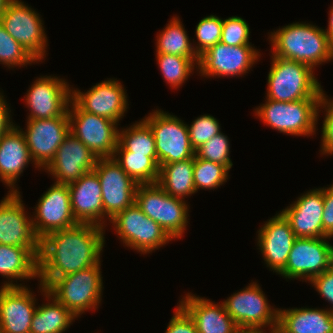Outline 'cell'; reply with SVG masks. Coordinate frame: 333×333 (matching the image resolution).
<instances>
[{
  "mask_svg": "<svg viewBox=\"0 0 333 333\" xmlns=\"http://www.w3.org/2000/svg\"><path fill=\"white\" fill-rule=\"evenodd\" d=\"M105 228L87 223L56 230L40 240L39 282L47 288L55 279L96 265L101 260Z\"/></svg>",
  "mask_w": 333,
  "mask_h": 333,
  "instance_id": "obj_1",
  "label": "cell"
},
{
  "mask_svg": "<svg viewBox=\"0 0 333 333\" xmlns=\"http://www.w3.org/2000/svg\"><path fill=\"white\" fill-rule=\"evenodd\" d=\"M270 33L271 56L304 63L314 70L317 65L333 60L329 37L311 23L296 22Z\"/></svg>",
  "mask_w": 333,
  "mask_h": 333,
  "instance_id": "obj_2",
  "label": "cell"
},
{
  "mask_svg": "<svg viewBox=\"0 0 333 333\" xmlns=\"http://www.w3.org/2000/svg\"><path fill=\"white\" fill-rule=\"evenodd\" d=\"M271 68L267 76V97L280 102L302 99H320L322 87L310 66L271 56Z\"/></svg>",
  "mask_w": 333,
  "mask_h": 333,
  "instance_id": "obj_3",
  "label": "cell"
},
{
  "mask_svg": "<svg viewBox=\"0 0 333 333\" xmlns=\"http://www.w3.org/2000/svg\"><path fill=\"white\" fill-rule=\"evenodd\" d=\"M101 261L89 268L55 279L46 289L77 318L85 311L96 310L101 302L103 280Z\"/></svg>",
  "mask_w": 333,
  "mask_h": 333,
  "instance_id": "obj_4",
  "label": "cell"
},
{
  "mask_svg": "<svg viewBox=\"0 0 333 333\" xmlns=\"http://www.w3.org/2000/svg\"><path fill=\"white\" fill-rule=\"evenodd\" d=\"M266 100L254 111L265 125L292 136H312L316 133L317 120L321 111L320 99H302L292 102Z\"/></svg>",
  "mask_w": 333,
  "mask_h": 333,
  "instance_id": "obj_5",
  "label": "cell"
},
{
  "mask_svg": "<svg viewBox=\"0 0 333 333\" xmlns=\"http://www.w3.org/2000/svg\"><path fill=\"white\" fill-rule=\"evenodd\" d=\"M135 202L142 212L157 222L173 240L182 238L189 220L187 201L169 195L155 183L138 184Z\"/></svg>",
  "mask_w": 333,
  "mask_h": 333,
  "instance_id": "obj_6",
  "label": "cell"
},
{
  "mask_svg": "<svg viewBox=\"0 0 333 333\" xmlns=\"http://www.w3.org/2000/svg\"><path fill=\"white\" fill-rule=\"evenodd\" d=\"M268 303L256 281L223 301L227 313L242 332H265L263 328L270 327L269 333H273L277 330L278 308Z\"/></svg>",
  "mask_w": 333,
  "mask_h": 333,
  "instance_id": "obj_7",
  "label": "cell"
},
{
  "mask_svg": "<svg viewBox=\"0 0 333 333\" xmlns=\"http://www.w3.org/2000/svg\"><path fill=\"white\" fill-rule=\"evenodd\" d=\"M116 235L128 248L144 254L152 253L173 239L134 202L110 219Z\"/></svg>",
  "mask_w": 333,
  "mask_h": 333,
  "instance_id": "obj_8",
  "label": "cell"
},
{
  "mask_svg": "<svg viewBox=\"0 0 333 333\" xmlns=\"http://www.w3.org/2000/svg\"><path fill=\"white\" fill-rule=\"evenodd\" d=\"M151 128L159 166L195 156L190 143L188 124L163 110H154L143 119Z\"/></svg>",
  "mask_w": 333,
  "mask_h": 333,
  "instance_id": "obj_9",
  "label": "cell"
},
{
  "mask_svg": "<svg viewBox=\"0 0 333 333\" xmlns=\"http://www.w3.org/2000/svg\"><path fill=\"white\" fill-rule=\"evenodd\" d=\"M21 0H11L0 15L4 29L38 62L46 57L48 46L43 20Z\"/></svg>",
  "mask_w": 333,
  "mask_h": 333,
  "instance_id": "obj_10",
  "label": "cell"
},
{
  "mask_svg": "<svg viewBox=\"0 0 333 333\" xmlns=\"http://www.w3.org/2000/svg\"><path fill=\"white\" fill-rule=\"evenodd\" d=\"M68 106L70 133L98 158L113 157L118 145V123L81 110L72 100ZM71 109H70V108Z\"/></svg>",
  "mask_w": 333,
  "mask_h": 333,
  "instance_id": "obj_11",
  "label": "cell"
},
{
  "mask_svg": "<svg viewBox=\"0 0 333 333\" xmlns=\"http://www.w3.org/2000/svg\"><path fill=\"white\" fill-rule=\"evenodd\" d=\"M331 237L296 238L288 255L287 264L279 275L290 280L308 281L330 269L333 245Z\"/></svg>",
  "mask_w": 333,
  "mask_h": 333,
  "instance_id": "obj_12",
  "label": "cell"
},
{
  "mask_svg": "<svg viewBox=\"0 0 333 333\" xmlns=\"http://www.w3.org/2000/svg\"><path fill=\"white\" fill-rule=\"evenodd\" d=\"M22 202L20 192H8L0 201V244L27 248L38 259L40 238Z\"/></svg>",
  "mask_w": 333,
  "mask_h": 333,
  "instance_id": "obj_13",
  "label": "cell"
},
{
  "mask_svg": "<svg viewBox=\"0 0 333 333\" xmlns=\"http://www.w3.org/2000/svg\"><path fill=\"white\" fill-rule=\"evenodd\" d=\"M259 53L252 45L230 46L218 42L199 56L197 71L203 77H240L255 65Z\"/></svg>",
  "mask_w": 333,
  "mask_h": 333,
  "instance_id": "obj_14",
  "label": "cell"
},
{
  "mask_svg": "<svg viewBox=\"0 0 333 333\" xmlns=\"http://www.w3.org/2000/svg\"><path fill=\"white\" fill-rule=\"evenodd\" d=\"M102 189L104 222L112 219L135 202L137 183L120 167L113 157L98 158L93 169Z\"/></svg>",
  "mask_w": 333,
  "mask_h": 333,
  "instance_id": "obj_15",
  "label": "cell"
},
{
  "mask_svg": "<svg viewBox=\"0 0 333 333\" xmlns=\"http://www.w3.org/2000/svg\"><path fill=\"white\" fill-rule=\"evenodd\" d=\"M35 168L45 169L70 133L69 117L30 119L23 131Z\"/></svg>",
  "mask_w": 333,
  "mask_h": 333,
  "instance_id": "obj_16",
  "label": "cell"
},
{
  "mask_svg": "<svg viewBox=\"0 0 333 333\" xmlns=\"http://www.w3.org/2000/svg\"><path fill=\"white\" fill-rule=\"evenodd\" d=\"M25 103L28 120L68 117L71 88L66 80L57 76H40L27 90Z\"/></svg>",
  "mask_w": 333,
  "mask_h": 333,
  "instance_id": "obj_17",
  "label": "cell"
},
{
  "mask_svg": "<svg viewBox=\"0 0 333 333\" xmlns=\"http://www.w3.org/2000/svg\"><path fill=\"white\" fill-rule=\"evenodd\" d=\"M33 215V228L40 240L50 232L78 224L72 213L68 185L54 182L38 200Z\"/></svg>",
  "mask_w": 333,
  "mask_h": 333,
  "instance_id": "obj_18",
  "label": "cell"
},
{
  "mask_svg": "<svg viewBox=\"0 0 333 333\" xmlns=\"http://www.w3.org/2000/svg\"><path fill=\"white\" fill-rule=\"evenodd\" d=\"M127 98L123 85L114 78L92 86L87 92L71 89V100L81 110L117 123L127 111L129 105Z\"/></svg>",
  "mask_w": 333,
  "mask_h": 333,
  "instance_id": "obj_19",
  "label": "cell"
},
{
  "mask_svg": "<svg viewBox=\"0 0 333 333\" xmlns=\"http://www.w3.org/2000/svg\"><path fill=\"white\" fill-rule=\"evenodd\" d=\"M97 160L98 157L87 146L69 133L44 170L55 178L56 183L68 184L92 171Z\"/></svg>",
  "mask_w": 333,
  "mask_h": 333,
  "instance_id": "obj_20",
  "label": "cell"
},
{
  "mask_svg": "<svg viewBox=\"0 0 333 333\" xmlns=\"http://www.w3.org/2000/svg\"><path fill=\"white\" fill-rule=\"evenodd\" d=\"M257 245L267 267L280 273L287 264L288 255L296 239L289 222L280 212L257 231Z\"/></svg>",
  "mask_w": 333,
  "mask_h": 333,
  "instance_id": "obj_21",
  "label": "cell"
},
{
  "mask_svg": "<svg viewBox=\"0 0 333 333\" xmlns=\"http://www.w3.org/2000/svg\"><path fill=\"white\" fill-rule=\"evenodd\" d=\"M27 286H1L0 332L30 333L36 299Z\"/></svg>",
  "mask_w": 333,
  "mask_h": 333,
  "instance_id": "obj_22",
  "label": "cell"
},
{
  "mask_svg": "<svg viewBox=\"0 0 333 333\" xmlns=\"http://www.w3.org/2000/svg\"><path fill=\"white\" fill-rule=\"evenodd\" d=\"M323 188L307 191L294 203L280 211L290 224L296 238L329 237L323 231Z\"/></svg>",
  "mask_w": 333,
  "mask_h": 333,
  "instance_id": "obj_23",
  "label": "cell"
},
{
  "mask_svg": "<svg viewBox=\"0 0 333 333\" xmlns=\"http://www.w3.org/2000/svg\"><path fill=\"white\" fill-rule=\"evenodd\" d=\"M67 185L75 220L105 228L102 189L97 173L92 170Z\"/></svg>",
  "mask_w": 333,
  "mask_h": 333,
  "instance_id": "obj_24",
  "label": "cell"
},
{
  "mask_svg": "<svg viewBox=\"0 0 333 333\" xmlns=\"http://www.w3.org/2000/svg\"><path fill=\"white\" fill-rule=\"evenodd\" d=\"M213 302L188 293L179 300V305L193 319L198 333H242L227 313L223 302Z\"/></svg>",
  "mask_w": 333,
  "mask_h": 333,
  "instance_id": "obj_25",
  "label": "cell"
},
{
  "mask_svg": "<svg viewBox=\"0 0 333 333\" xmlns=\"http://www.w3.org/2000/svg\"><path fill=\"white\" fill-rule=\"evenodd\" d=\"M30 162L33 163V160L25 136L18 126L14 125L0 137V179L10 188L8 192H19L18 188H15L17 179Z\"/></svg>",
  "mask_w": 333,
  "mask_h": 333,
  "instance_id": "obj_26",
  "label": "cell"
},
{
  "mask_svg": "<svg viewBox=\"0 0 333 333\" xmlns=\"http://www.w3.org/2000/svg\"><path fill=\"white\" fill-rule=\"evenodd\" d=\"M279 333H333V314L327 309H278Z\"/></svg>",
  "mask_w": 333,
  "mask_h": 333,
  "instance_id": "obj_27",
  "label": "cell"
},
{
  "mask_svg": "<svg viewBox=\"0 0 333 333\" xmlns=\"http://www.w3.org/2000/svg\"><path fill=\"white\" fill-rule=\"evenodd\" d=\"M0 274L9 280L2 286H25L15 279L38 278V259L27 248L0 244Z\"/></svg>",
  "mask_w": 333,
  "mask_h": 333,
  "instance_id": "obj_28",
  "label": "cell"
},
{
  "mask_svg": "<svg viewBox=\"0 0 333 333\" xmlns=\"http://www.w3.org/2000/svg\"><path fill=\"white\" fill-rule=\"evenodd\" d=\"M39 289L47 302L36 308L30 333H64L77 317L49 294L41 283Z\"/></svg>",
  "mask_w": 333,
  "mask_h": 333,
  "instance_id": "obj_29",
  "label": "cell"
},
{
  "mask_svg": "<svg viewBox=\"0 0 333 333\" xmlns=\"http://www.w3.org/2000/svg\"><path fill=\"white\" fill-rule=\"evenodd\" d=\"M159 167L157 184L166 193L183 200L196 193L193 173L194 156L187 160L162 164Z\"/></svg>",
  "mask_w": 333,
  "mask_h": 333,
  "instance_id": "obj_30",
  "label": "cell"
},
{
  "mask_svg": "<svg viewBox=\"0 0 333 333\" xmlns=\"http://www.w3.org/2000/svg\"><path fill=\"white\" fill-rule=\"evenodd\" d=\"M113 158L137 184H155L158 182L160 167L157 156L133 154L118 142Z\"/></svg>",
  "mask_w": 333,
  "mask_h": 333,
  "instance_id": "obj_31",
  "label": "cell"
},
{
  "mask_svg": "<svg viewBox=\"0 0 333 333\" xmlns=\"http://www.w3.org/2000/svg\"><path fill=\"white\" fill-rule=\"evenodd\" d=\"M186 32L179 16L172 17L166 27L156 36V52L199 59Z\"/></svg>",
  "mask_w": 333,
  "mask_h": 333,
  "instance_id": "obj_32",
  "label": "cell"
},
{
  "mask_svg": "<svg viewBox=\"0 0 333 333\" xmlns=\"http://www.w3.org/2000/svg\"><path fill=\"white\" fill-rule=\"evenodd\" d=\"M118 142L133 154H146V156H157L156 144L153 132L149 125L141 121L133 123L129 128L119 129Z\"/></svg>",
  "mask_w": 333,
  "mask_h": 333,
  "instance_id": "obj_33",
  "label": "cell"
},
{
  "mask_svg": "<svg viewBox=\"0 0 333 333\" xmlns=\"http://www.w3.org/2000/svg\"><path fill=\"white\" fill-rule=\"evenodd\" d=\"M155 56L163 78L173 89L179 88L186 82L199 62V59L171 54L156 53Z\"/></svg>",
  "mask_w": 333,
  "mask_h": 333,
  "instance_id": "obj_34",
  "label": "cell"
},
{
  "mask_svg": "<svg viewBox=\"0 0 333 333\" xmlns=\"http://www.w3.org/2000/svg\"><path fill=\"white\" fill-rule=\"evenodd\" d=\"M229 169L216 162L194 156V184L196 192L199 189L213 190L227 182Z\"/></svg>",
  "mask_w": 333,
  "mask_h": 333,
  "instance_id": "obj_35",
  "label": "cell"
},
{
  "mask_svg": "<svg viewBox=\"0 0 333 333\" xmlns=\"http://www.w3.org/2000/svg\"><path fill=\"white\" fill-rule=\"evenodd\" d=\"M37 62L13 37L0 22V64L4 67H23Z\"/></svg>",
  "mask_w": 333,
  "mask_h": 333,
  "instance_id": "obj_36",
  "label": "cell"
},
{
  "mask_svg": "<svg viewBox=\"0 0 333 333\" xmlns=\"http://www.w3.org/2000/svg\"><path fill=\"white\" fill-rule=\"evenodd\" d=\"M223 19L215 15L202 18L196 26L195 34L197 44L193 49L197 56H201L209 48L220 42L222 34Z\"/></svg>",
  "mask_w": 333,
  "mask_h": 333,
  "instance_id": "obj_37",
  "label": "cell"
},
{
  "mask_svg": "<svg viewBox=\"0 0 333 333\" xmlns=\"http://www.w3.org/2000/svg\"><path fill=\"white\" fill-rule=\"evenodd\" d=\"M230 143L224 133H219L205 142L199 149L195 151L198 158L220 163L226 166L229 170L232 168L230 159Z\"/></svg>",
  "mask_w": 333,
  "mask_h": 333,
  "instance_id": "obj_38",
  "label": "cell"
},
{
  "mask_svg": "<svg viewBox=\"0 0 333 333\" xmlns=\"http://www.w3.org/2000/svg\"><path fill=\"white\" fill-rule=\"evenodd\" d=\"M188 131L191 146L196 151L213 136L221 133V128L216 118L204 114L193 120L190 126L188 125Z\"/></svg>",
  "mask_w": 333,
  "mask_h": 333,
  "instance_id": "obj_39",
  "label": "cell"
},
{
  "mask_svg": "<svg viewBox=\"0 0 333 333\" xmlns=\"http://www.w3.org/2000/svg\"><path fill=\"white\" fill-rule=\"evenodd\" d=\"M249 37L250 29L245 19L238 16L223 19L221 43L230 46L252 45Z\"/></svg>",
  "mask_w": 333,
  "mask_h": 333,
  "instance_id": "obj_40",
  "label": "cell"
},
{
  "mask_svg": "<svg viewBox=\"0 0 333 333\" xmlns=\"http://www.w3.org/2000/svg\"><path fill=\"white\" fill-rule=\"evenodd\" d=\"M328 96L322 90L319 107L326 113L322 125L321 133V154L333 155V100H329Z\"/></svg>",
  "mask_w": 333,
  "mask_h": 333,
  "instance_id": "obj_41",
  "label": "cell"
},
{
  "mask_svg": "<svg viewBox=\"0 0 333 333\" xmlns=\"http://www.w3.org/2000/svg\"><path fill=\"white\" fill-rule=\"evenodd\" d=\"M165 333H198L189 314L178 304Z\"/></svg>",
  "mask_w": 333,
  "mask_h": 333,
  "instance_id": "obj_42",
  "label": "cell"
},
{
  "mask_svg": "<svg viewBox=\"0 0 333 333\" xmlns=\"http://www.w3.org/2000/svg\"><path fill=\"white\" fill-rule=\"evenodd\" d=\"M310 284L314 286L316 291L325 298L329 304H332L328 310L333 314V272L328 269L322 274L314 277Z\"/></svg>",
  "mask_w": 333,
  "mask_h": 333,
  "instance_id": "obj_43",
  "label": "cell"
},
{
  "mask_svg": "<svg viewBox=\"0 0 333 333\" xmlns=\"http://www.w3.org/2000/svg\"><path fill=\"white\" fill-rule=\"evenodd\" d=\"M323 231L333 237V184L330 187H323Z\"/></svg>",
  "mask_w": 333,
  "mask_h": 333,
  "instance_id": "obj_44",
  "label": "cell"
},
{
  "mask_svg": "<svg viewBox=\"0 0 333 333\" xmlns=\"http://www.w3.org/2000/svg\"><path fill=\"white\" fill-rule=\"evenodd\" d=\"M10 113L11 110L4 99L3 94L0 92V137L16 125L12 122V116Z\"/></svg>",
  "mask_w": 333,
  "mask_h": 333,
  "instance_id": "obj_45",
  "label": "cell"
},
{
  "mask_svg": "<svg viewBox=\"0 0 333 333\" xmlns=\"http://www.w3.org/2000/svg\"><path fill=\"white\" fill-rule=\"evenodd\" d=\"M329 20H328V27L326 29H323L327 36L329 37V40L333 46V6L331 7L329 11Z\"/></svg>",
  "mask_w": 333,
  "mask_h": 333,
  "instance_id": "obj_46",
  "label": "cell"
},
{
  "mask_svg": "<svg viewBox=\"0 0 333 333\" xmlns=\"http://www.w3.org/2000/svg\"><path fill=\"white\" fill-rule=\"evenodd\" d=\"M11 0H0V15L2 14V12L5 10V8L7 7L8 3Z\"/></svg>",
  "mask_w": 333,
  "mask_h": 333,
  "instance_id": "obj_47",
  "label": "cell"
},
{
  "mask_svg": "<svg viewBox=\"0 0 333 333\" xmlns=\"http://www.w3.org/2000/svg\"><path fill=\"white\" fill-rule=\"evenodd\" d=\"M330 270L333 272V255L331 257Z\"/></svg>",
  "mask_w": 333,
  "mask_h": 333,
  "instance_id": "obj_48",
  "label": "cell"
},
{
  "mask_svg": "<svg viewBox=\"0 0 333 333\" xmlns=\"http://www.w3.org/2000/svg\"><path fill=\"white\" fill-rule=\"evenodd\" d=\"M242 333H266V331L265 332H242Z\"/></svg>",
  "mask_w": 333,
  "mask_h": 333,
  "instance_id": "obj_49",
  "label": "cell"
}]
</instances>
